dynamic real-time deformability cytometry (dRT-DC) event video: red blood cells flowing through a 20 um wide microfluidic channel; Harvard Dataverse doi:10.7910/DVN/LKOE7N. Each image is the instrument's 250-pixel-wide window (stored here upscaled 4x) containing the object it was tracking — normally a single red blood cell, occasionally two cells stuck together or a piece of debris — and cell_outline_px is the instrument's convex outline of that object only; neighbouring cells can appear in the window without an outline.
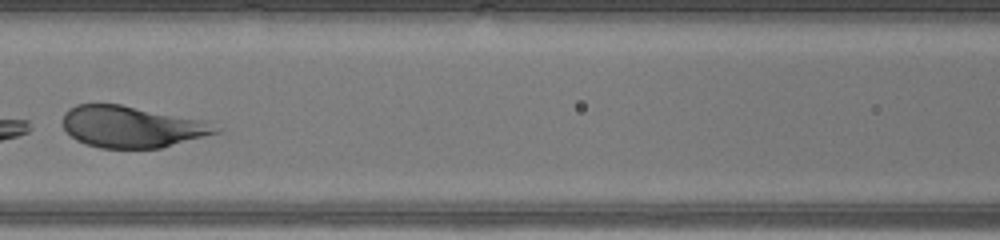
{"species": "human", "species_latin": "Homo sapiens", "temperature_condition": "warm", "stored_images_in_passage": 34, "camera_frame_rate_fps": 3000, "um_per_image_px": 0.085, "donor": {"sex": "male"}, "frame": {"image": 1, "passage_image": 15, "time_ms": 4.667, "image_size_px": [1000, 240], "cell_outline_px": [[220, 132], [160, 148], [100, 148], [84, 144], [76, 140], [64, 128], [64, 112], [68, 108], [76, 104], [120, 104], [200, 120]], "centroid_in_image_um": [11.08, 10.78], "position_along_channel_um": 155.5, "area_um2": 36.24}}
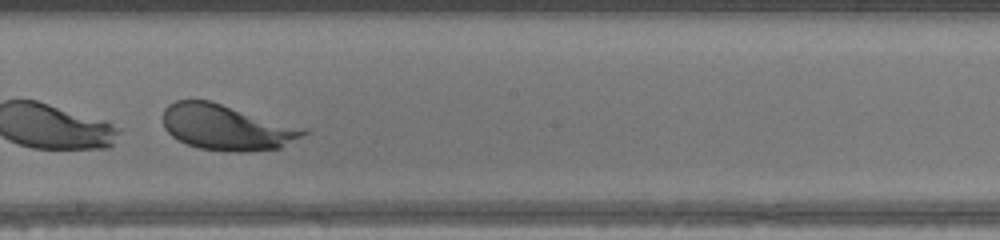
{"frame": {"image": 2, "passage_image": 20, "time_ms": 6.333, "image_size_px": [1000, 240], "cell_outline_px": [[308, 132], [280, 148], [244, 152], [232, 152], [200, 148], [188, 144], [172, 136], [164, 128], [164, 108], [168, 104], [176, 100], [208, 100], [308, 128]], "centroid_in_image_um": [19.27, 10.82], "position_along_channel_um": 228.9, "area_um2": 37.22}}
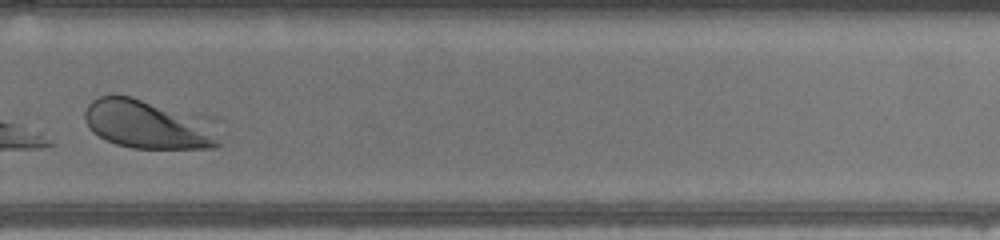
{"frame": {"image": 3, "passage_image": 26, "time_ms": 8.333, "image_size_px": [1000, 240], "cell_outline_px": [[220, 148], [132, 148], [116, 144], [104, 140], [92, 132], [88, 128], [84, 120], [84, 112], [88, 104], [92, 100], [100, 96], [132, 96], [216, 116], [220, 144]], "centroid_in_image_um": [12.75, 10.54], "position_along_channel_um": 317.0, "area_um2": 40.4}}